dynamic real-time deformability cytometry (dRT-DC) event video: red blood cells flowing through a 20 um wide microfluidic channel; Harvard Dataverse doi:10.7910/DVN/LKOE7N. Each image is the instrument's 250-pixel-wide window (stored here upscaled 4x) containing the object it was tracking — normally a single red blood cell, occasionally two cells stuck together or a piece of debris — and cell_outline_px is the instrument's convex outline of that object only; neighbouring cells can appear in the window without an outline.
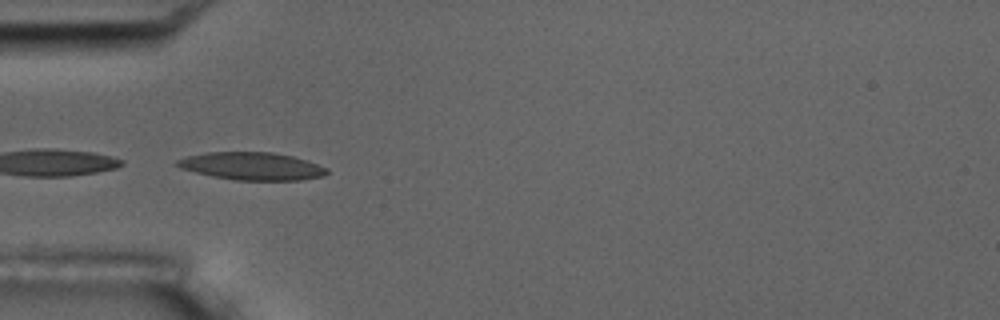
{"species": "common noctule bat (a hibernating species)", "species_latin": "Nyctalus noctula", "temperature_condition": "room temperature", "stored_images_in_passage": 2, "camera_frame_rate_fps": 3000, "um_per_image_px": 0.085, "animal": {"sex": "male", "body_mass_g": 17.5, "forearm_length_mm": 52.3}, "frame": {"image": 1, "passage_image": 2, "time_ms": 3.0, "image_size_px": [1000, 320], "cell_outline_px": [[328, 172], [324, 176], [300, 180], [236, 180], [212, 176], [180, 168], [172, 164], [176, 160], [188, 156], [208, 152], [272, 152], [292, 156], [308, 160], [328, 168]], "centroid_in_image_um": [21.42, 14.12], "position_along_channel_um": 63.6, "area_um2": 24.22}}